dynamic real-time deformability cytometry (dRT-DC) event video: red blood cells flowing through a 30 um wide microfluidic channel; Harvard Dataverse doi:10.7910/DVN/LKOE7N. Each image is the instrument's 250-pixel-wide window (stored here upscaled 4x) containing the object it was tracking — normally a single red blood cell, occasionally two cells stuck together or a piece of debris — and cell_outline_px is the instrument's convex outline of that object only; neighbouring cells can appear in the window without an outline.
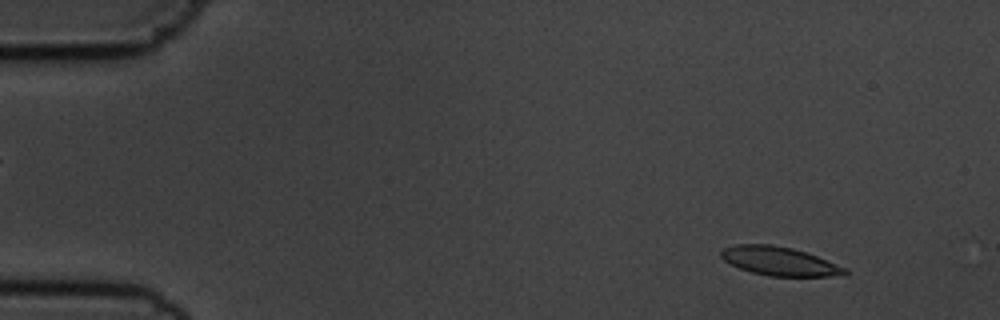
{"species": "common noctule bat (a hibernating species)", "species_latin": "Nyctalus noctula", "temperature_condition": "cold", "stored_images_in_passage": 54, "camera_frame_rate_fps": 3000, "um_per_image_px": 0.085, "animal": {"sex": "male", "body_mass_g": 19.5, "forearm_length_mm": 54.6}, "frame": {"image": 1, "passage_image": 5, "time_ms": 1.333, "image_size_px": [1000, 320], "cell_outline_px": [[848, 272], [844, 276], [768, 276], [752, 272], [740, 268], [724, 260], [720, 256], [720, 252], [724, 248], [736, 244], [772, 244], [792, 248], [816, 256], [848, 268]], "centroid_in_image_um": [66.27, 22.2], "position_along_channel_um": 18.7, "area_um2": 20.69}}
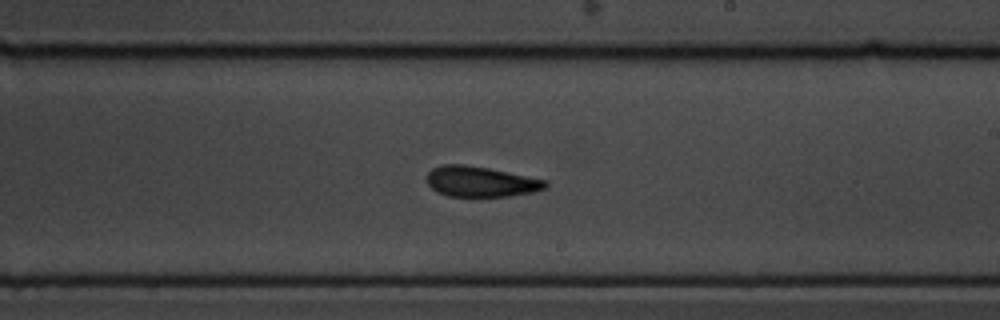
{"frame": {"image": 2, "passage_image": 32, "time_ms": 10.333, "image_size_px": [1000, 320], "cell_outline_px": [[548, 184], [544, 188], [536, 192], [508, 196], [448, 196], [436, 192], [424, 180], [428, 172], [432, 168], [444, 164], [464, 164], [488, 168], [548, 180]], "centroid_in_image_um": [40.84, 15.43], "position_along_channel_um": 248.2, "area_um2": 21.21}}
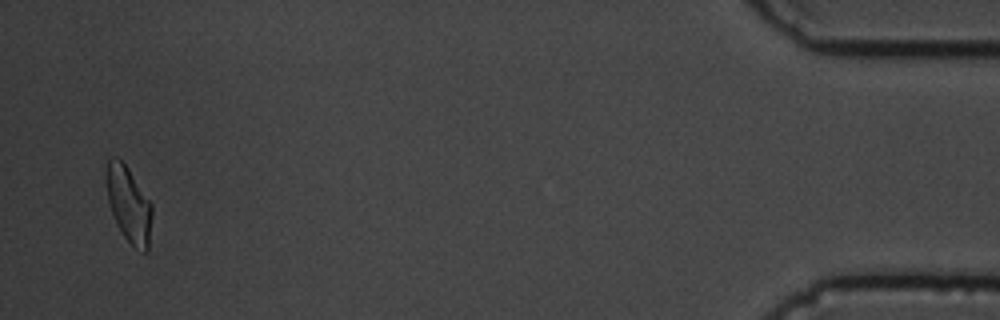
{"frame": {"image": 3, "passage_image": 53, "time_ms": 17.333, "image_size_px": [1000, 320], "cell_outline_px": [[152, 216], [148, 248], [144, 252], [132, 244], [124, 236], [116, 224], [108, 200], [108, 160], [112, 156], [116, 156], [128, 168], [152, 204]], "centroid_in_image_um": [10.97, 17.38], "position_along_channel_um": 424.2, "area_um2": 19.48}, "authors_computed_cell_mechanics": {"area_um2": 21.0103, "velocity_mm_per_s": 3.6449, "shape_relaxation_time_tau1_ms": 3.1684, "shape_relaxation_time_tau2_ms": 3.5729, "deformation_change_tau1": 0.1305, "deformation_change_tau2": 0.1226}}